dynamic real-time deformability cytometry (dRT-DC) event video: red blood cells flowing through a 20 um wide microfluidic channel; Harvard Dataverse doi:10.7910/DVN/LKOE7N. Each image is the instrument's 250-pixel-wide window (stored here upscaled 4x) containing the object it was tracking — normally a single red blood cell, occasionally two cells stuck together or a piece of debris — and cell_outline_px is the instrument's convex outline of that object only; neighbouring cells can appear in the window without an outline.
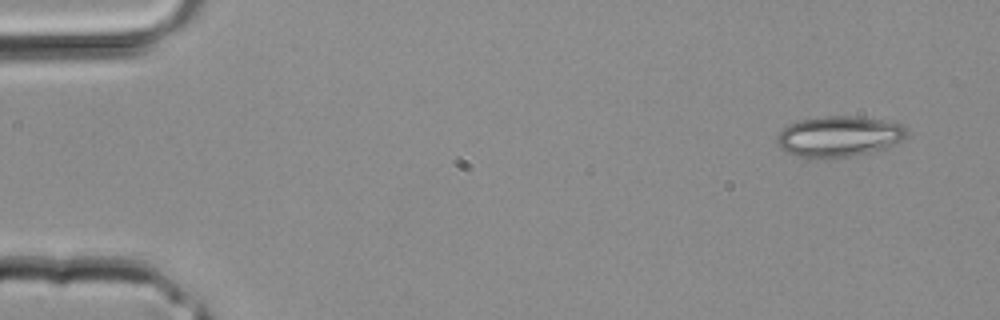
{"species": "common noctule bat (a hibernating species)", "species_latin": "Nyctalus noctula", "temperature_condition": "room temperature", "stored_images_in_passage": 3, "camera_frame_rate_fps": 3000, "um_per_image_px": 0.085, "animal": {"sex": "male", "body_mass_g": 20.4}, "frame": {"image": 1, "passage_image": 1, "time_ms": 0.0, "image_size_px": [1000, 320], "cell_outline_px": [[908, 132], [904, 140], [884, 148], [872, 152], [824, 160], [800, 156], [788, 152], [780, 148], [776, 140], [776, 136], [788, 124], [800, 120], [824, 116], [856, 116], [884, 120], [900, 124], [908, 128]], "centroid_in_image_um": [71.32, 11.6], "position_along_channel_um": 13.7, "area_um2": 31.04}}